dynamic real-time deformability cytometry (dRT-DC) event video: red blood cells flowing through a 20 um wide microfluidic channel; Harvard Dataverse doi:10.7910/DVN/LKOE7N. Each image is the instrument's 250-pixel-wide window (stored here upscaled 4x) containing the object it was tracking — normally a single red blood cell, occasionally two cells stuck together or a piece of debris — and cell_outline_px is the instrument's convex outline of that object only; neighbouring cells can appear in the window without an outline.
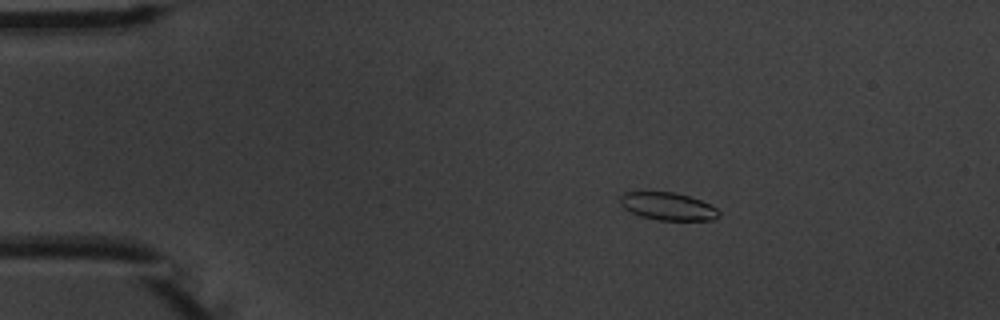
{"species": "common noctule bat (a hibernating species)", "species_latin": "Nyctalus noctula", "temperature_condition": "warm", "stored_images_in_passage": 2, "camera_frame_rate_fps": 3000, "um_per_image_px": 0.085, "animal": {"sex": "male", "body_mass_g": 20.1, "forearm_length_mm": 53.5}, "frame": {"image": 1, "passage_image": 1, "time_ms": 0.0, "image_size_px": [1000, 320], "cell_outline_px": [[720, 216], [712, 220], [656, 220], [640, 216], [624, 208], [620, 204], [620, 196], [624, 192], [676, 192], [700, 200], [716, 208], [720, 212]], "centroid_in_image_um": [56.76, 17.54], "position_along_channel_um": 28.2, "area_um2": 15.9}}